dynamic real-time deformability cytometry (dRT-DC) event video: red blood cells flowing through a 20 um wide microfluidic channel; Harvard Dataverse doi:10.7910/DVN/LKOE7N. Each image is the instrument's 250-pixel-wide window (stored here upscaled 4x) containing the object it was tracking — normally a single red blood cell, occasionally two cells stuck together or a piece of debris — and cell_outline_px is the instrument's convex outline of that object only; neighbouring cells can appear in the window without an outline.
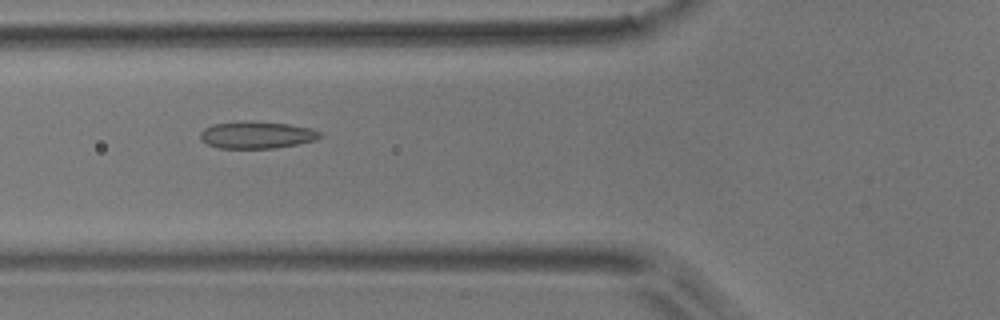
{"species": "common noctule bat (a hibernating species)", "species_latin": "Nyctalus noctula", "temperature_condition": "room temperature", "stored_images_in_passage": 27, "camera_frame_rate_fps": 3000, "um_per_image_px": 0.085, "animal": {"sex": "male", "body_mass_g": 17.9}, "frame": {"image": 1, "passage_image": 3, "time_ms": 0.667, "image_size_px": [1000, 320], "cell_outline_px": [[320, 136], [316, 140], [296, 144], [272, 148], [220, 148], [208, 144], [200, 140], [200, 132], [204, 128], [212, 124], [288, 124], [312, 128], [320, 132]], "centroid_in_image_um": [21.82, 11.52], "position_along_channel_um": 104.0, "area_um2": 17.8}}
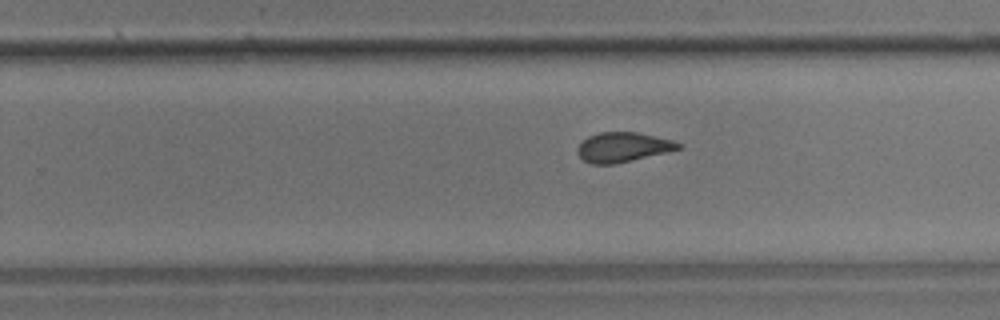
{"frame": {"image": 2, "passage_image": 17, "time_ms": 5.333, "image_size_px": [1000, 320], "cell_outline_px": [[684, 148], [668, 152], [612, 164], [592, 164], [584, 160], [576, 152], [576, 148], [588, 136], [600, 132], [636, 132], [672, 140], [680, 144]], "centroid_in_image_um": [52.94, 12.5], "position_along_channel_um": 276.9, "area_um2": 17.28}}
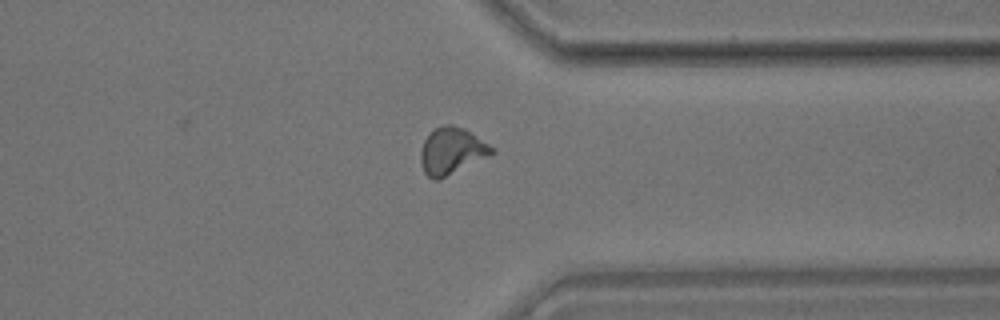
{"frame": {"image": 3, "passage_image": 25, "time_ms": 8.0, "image_size_px": [1000, 320], "cell_outline_px": [[496, 152], [440, 180], [432, 180], [424, 172], [420, 164], [420, 152], [424, 140], [428, 132], [444, 124], [452, 124], [464, 128], [496, 148]], "centroid_in_image_um": [38.38, 12.83], "position_along_channel_um": 373.0, "area_um2": 19.65}}